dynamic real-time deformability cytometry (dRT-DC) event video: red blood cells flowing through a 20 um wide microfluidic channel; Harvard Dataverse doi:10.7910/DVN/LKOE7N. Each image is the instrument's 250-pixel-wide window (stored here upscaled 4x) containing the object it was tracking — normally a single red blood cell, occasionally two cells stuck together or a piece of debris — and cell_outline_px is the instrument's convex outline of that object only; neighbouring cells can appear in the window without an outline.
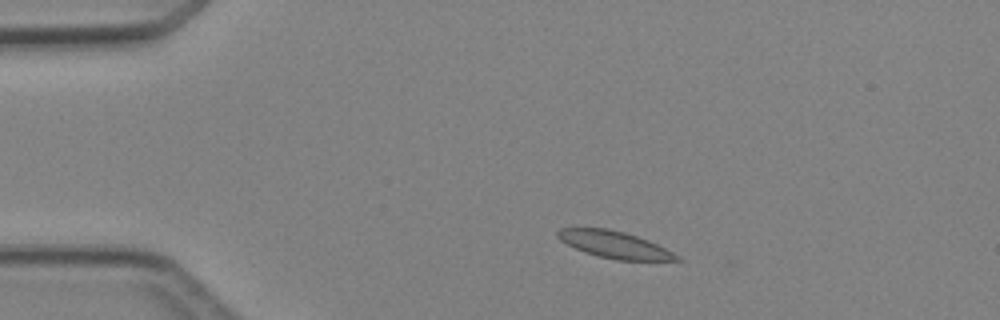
{"species": "Egyptian fruit bat (a non-hibernating species)", "species_latin": "Rousettus aegyptiacus", "temperature_condition": "cold", "stored_images_in_passage": 3, "camera_frame_rate_fps": 3000, "um_per_image_px": 0.085, "animal": {"sex": "female"}, "frame": {"image": 1, "passage_image": 1, "time_ms": 0.0, "image_size_px": [1000, 320], "cell_outline_px": [[684, 260], [616, 260], [600, 256], [576, 248], [560, 240], [556, 236], [556, 232], [560, 228], [608, 228], [624, 232], [648, 240], [680, 256]], "centroid_in_image_um": [52.23, 20.78], "position_along_channel_um": 32.8, "area_um2": 18.32}}